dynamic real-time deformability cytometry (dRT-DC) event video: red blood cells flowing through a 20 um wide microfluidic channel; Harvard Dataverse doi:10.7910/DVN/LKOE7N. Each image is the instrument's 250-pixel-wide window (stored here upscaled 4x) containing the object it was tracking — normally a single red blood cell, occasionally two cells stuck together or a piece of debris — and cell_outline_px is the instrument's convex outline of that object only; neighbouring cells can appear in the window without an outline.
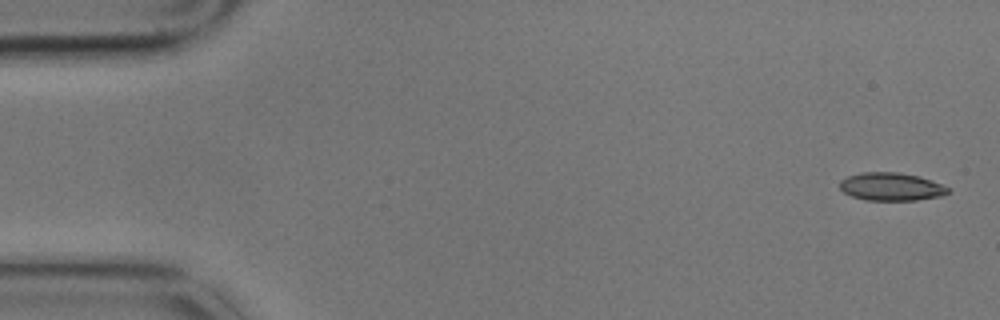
{"species": "common noctule bat (a hibernating species)", "species_latin": "Nyctalus noctula", "temperature_condition": "cold", "stored_images_in_passage": 5, "camera_frame_rate_fps": 3000, "um_per_image_px": 0.085, "animal": {"sex": "male", "body_mass_g": 17.9}, "frame": {"image": 1, "passage_image": 1, "time_ms": 0.0, "image_size_px": [1000, 320], "cell_outline_px": [[952, 192], [940, 196], [916, 200], [864, 200], [852, 196], [844, 192], [840, 188], [840, 180], [848, 176], [860, 172], [896, 172], [920, 176], [932, 180], [948, 188]], "centroid_in_image_um": [75.75, 15.86], "position_along_channel_um": 9.3, "area_um2": 17.69}}
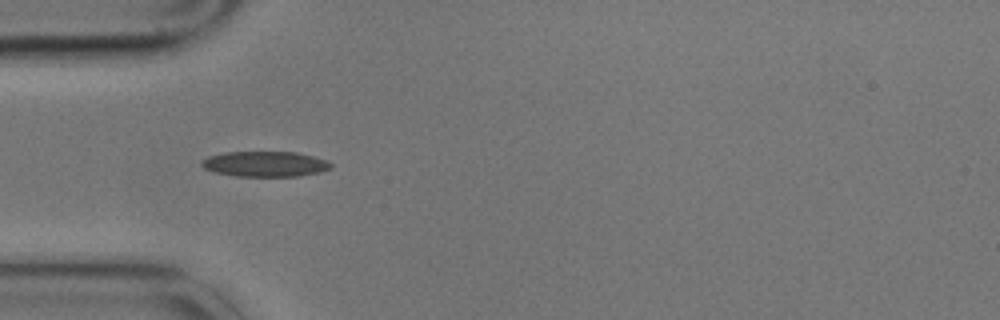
{"frame": {"image": 2, "passage_image": 4, "time_ms": 1.0, "image_size_px": [1000, 320], "cell_outline_px": [[332, 168], [320, 172], [300, 176], [236, 176], [216, 172], [204, 168], [200, 164], [200, 160], [208, 156], [224, 152], [296, 152], [328, 160], [332, 164]], "centroid_in_image_um": [22.54, 13.93], "position_along_channel_um": 62.5, "area_um2": 19.19}}